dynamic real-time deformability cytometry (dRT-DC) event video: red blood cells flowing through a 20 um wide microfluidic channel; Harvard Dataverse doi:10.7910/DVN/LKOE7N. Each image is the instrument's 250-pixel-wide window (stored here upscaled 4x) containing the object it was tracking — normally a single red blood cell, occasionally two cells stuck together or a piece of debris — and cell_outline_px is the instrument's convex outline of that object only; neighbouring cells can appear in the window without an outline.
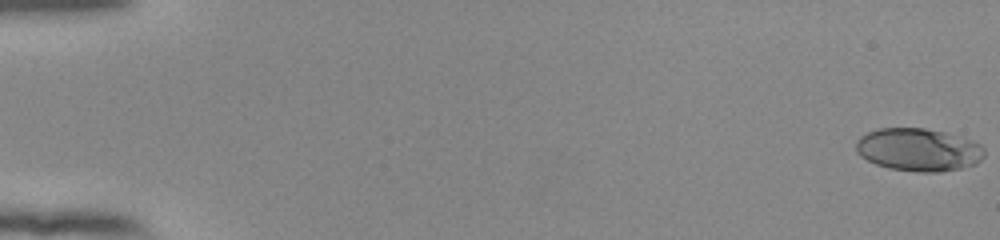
{"species": "human", "species_latin": "Homo sapiens", "temperature_condition": "room temperature", "stored_images_in_passage": 20, "camera_frame_rate_fps": 3000, "um_per_image_px": 0.085, "donor": {"sex": "female"}, "frame": {"image": 1, "passage_image": 1, "time_ms": 0.0, "image_size_px": [1000, 240], "cell_outline_px": [[984, 156], [976, 164], [960, 168], [940, 172], [920, 172], [888, 168], [876, 164], [860, 156], [856, 152], [856, 140], [860, 136], [868, 132], [880, 128], [924, 128], [944, 132], [972, 140], [980, 144], [984, 148]], "centroid_in_image_um": [78.06, 12.72], "position_along_channel_um": 6.9, "area_um2": 32.08}}